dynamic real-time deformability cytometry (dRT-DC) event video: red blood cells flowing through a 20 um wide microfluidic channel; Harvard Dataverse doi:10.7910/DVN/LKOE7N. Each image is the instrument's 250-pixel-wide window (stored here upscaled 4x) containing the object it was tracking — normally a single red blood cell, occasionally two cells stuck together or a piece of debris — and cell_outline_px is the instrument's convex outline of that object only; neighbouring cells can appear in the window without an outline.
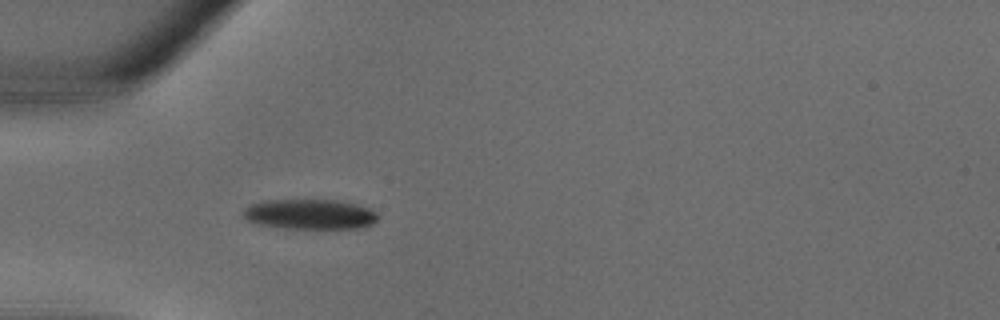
{"species": "common noctule bat (a hibernating species)", "species_latin": "Nyctalus noctula", "temperature_condition": "warm", "stored_images_in_passage": 29, "camera_frame_rate_fps": 3000, "um_per_image_px": 0.085, "animal": {"sex": "male", "body_mass_g": 18.8}, "frame": {"image": 1, "passage_image": 5, "time_ms": 1.333, "image_size_px": [1000, 320], "cell_outline_px": [[380, 216], [372, 224], [364, 228], [276, 228], [260, 224], [248, 220], [244, 216], [244, 208], [252, 204], [268, 200], [336, 200], [356, 204], [368, 208], [376, 212]], "centroid_in_image_um": [26.38, 18.21], "position_along_channel_um": 58.6, "area_um2": 23.52}}
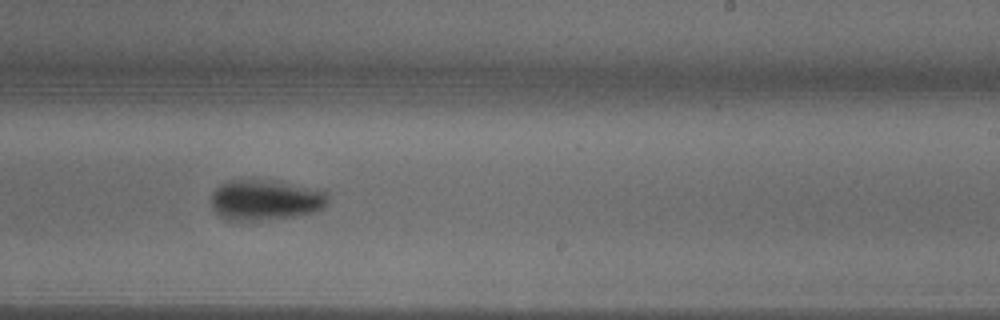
{"frame": {"image": 2, "passage_image": 16, "time_ms": 5.0, "image_size_px": [1000, 320], "cell_outline_px": [[328, 200], [320, 208], [312, 212], [296, 216], [240, 220], [228, 220], [216, 212], [212, 208], [212, 192], [220, 184], [228, 180], [280, 180], [328, 192]], "centroid_in_image_um": [22.54, 16.96], "position_along_channel_um": 266.5, "area_um2": 27.22}}
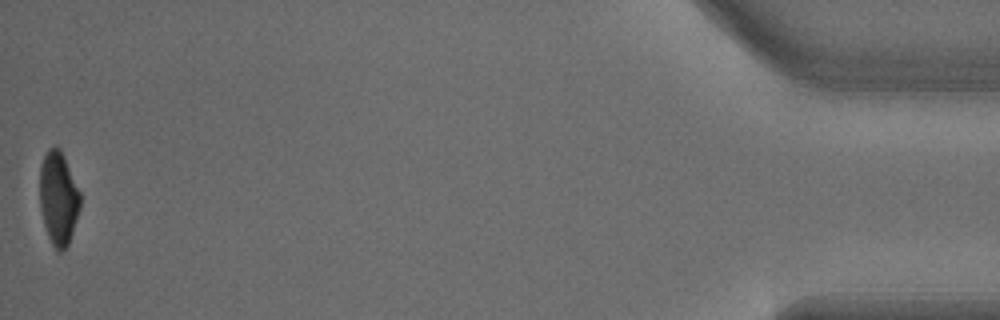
{"frame": {"image": 3, "passage_image": 29, "time_ms": 9.333, "image_size_px": [1000, 320], "cell_outline_px": [[80, 208], [68, 244], [60, 252], [56, 252], [48, 236], [44, 224], [40, 208], [40, 164], [48, 148], [60, 148], [80, 192]], "centroid_in_image_um": [4.95, 16.86], "position_along_channel_um": 430.2, "area_um2": 21.79}}